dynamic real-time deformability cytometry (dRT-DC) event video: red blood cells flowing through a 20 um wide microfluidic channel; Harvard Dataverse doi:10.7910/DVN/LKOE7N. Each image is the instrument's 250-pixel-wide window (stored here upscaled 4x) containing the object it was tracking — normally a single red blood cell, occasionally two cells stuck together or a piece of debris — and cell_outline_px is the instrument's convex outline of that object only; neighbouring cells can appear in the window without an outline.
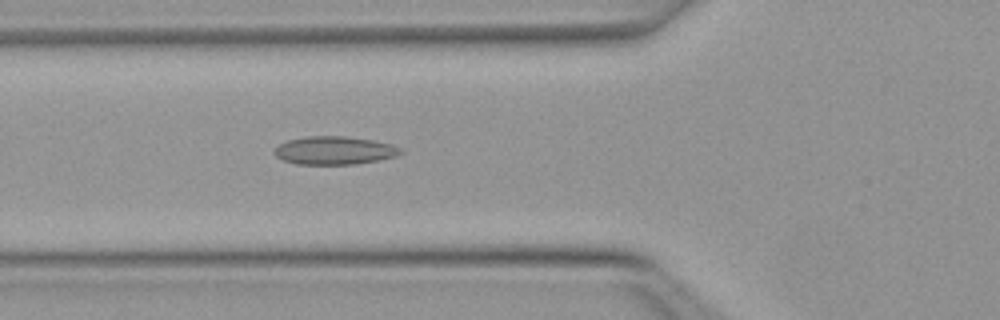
{"species": "Egyptian fruit bat (a non-hibernating species)", "species_latin": "Rousettus aegyptiacus", "temperature_condition": "warm", "stored_images_in_passage": 50, "camera_frame_rate_fps": 3000, "um_per_image_px": 0.085, "animal": {"sex": "female"}, "frame": {"image": 1, "passage_image": 18, "time_ms": 5.667, "image_size_px": [1000, 320], "cell_outline_px": [[404, 152], [396, 156], [380, 160], [356, 164], [296, 164], [284, 160], [276, 156], [272, 152], [280, 144], [288, 140], [308, 136], [344, 136], [372, 140], [392, 144], [400, 148]], "centroid_in_image_um": [28.44, 12.79], "position_along_channel_um": 97.4, "area_um2": 20.69}}
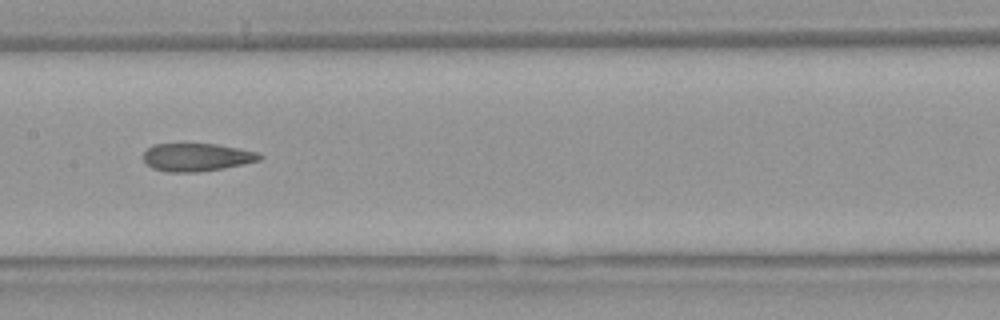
{"frame": {"image": 2, "passage_image": 25, "time_ms": 8.0, "image_size_px": [1000, 320], "cell_outline_px": [[264, 156], [260, 160], [244, 164], [224, 168], [200, 172], [168, 172], [152, 168], [144, 160], [144, 152], [152, 144], [216, 144], [256, 152]], "centroid_in_image_um": [16.72, 13.37], "position_along_channel_um": 190.7, "area_um2": 18.84}}
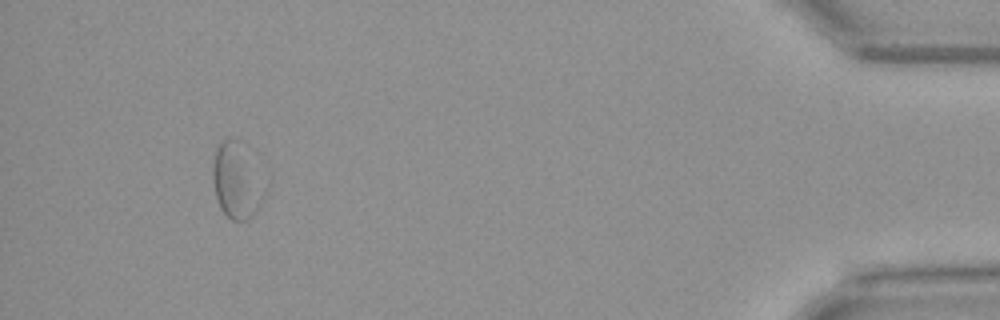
{"frame": {"image": 3, "passage_image": 47, "time_ms": 15.333, "image_size_px": [1000, 320], "cell_outline_px": [[252, 216], [248, 220], [232, 220], [220, 208], [216, 196], [212, 180], [212, 168], [216, 148], [224, 140], [236, 140], [252, 212]], "centroid_in_image_um": [19.61, 15.47], "position_along_channel_um": 415.6, "area_um2": 16.18}, "authors_computed_cell_mechanics": {"area_um2": 20.0855, "velocity_mm_per_s": 3.9998, "shape_relaxation_time_tau1_ms": null, "shape_relaxation_time_tau2_ms": 3.7742, "deformation_change_tau1": null, "deformation_change_tau2": 0.116}}